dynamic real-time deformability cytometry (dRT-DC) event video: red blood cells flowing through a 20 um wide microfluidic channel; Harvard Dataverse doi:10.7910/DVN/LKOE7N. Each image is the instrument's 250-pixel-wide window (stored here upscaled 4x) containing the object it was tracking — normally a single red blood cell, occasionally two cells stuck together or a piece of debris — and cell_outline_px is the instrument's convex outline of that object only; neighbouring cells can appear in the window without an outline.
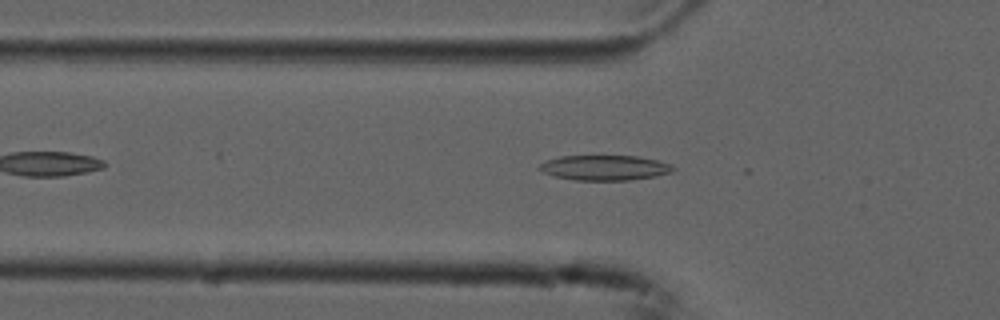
{"species": "common noctule bat (a hibernating species)", "species_latin": "Nyctalus noctula", "temperature_condition": "cold", "stored_images_in_passage": 41, "camera_frame_rate_fps": 3000, "um_per_image_px": 0.085, "animal": {"sex": "male", "forearm_length_mm": 52.5}, "frame": {"image": 1, "passage_image": 10, "time_ms": 3.0, "image_size_px": [1000, 320], "cell_outline_px": [[676, 168], [672, 172], [656, 176], [628, 180], [576, 180], [556, 176], [544, 172], [536, 168], [540, 164], [548, 160], [560, 156], [636, 156], [656, 160], [672, 164]], "centroid_in_image_um": [51.43, 14.25], "position_along_channel_um": 74.4, "area_um2": 19.42}}
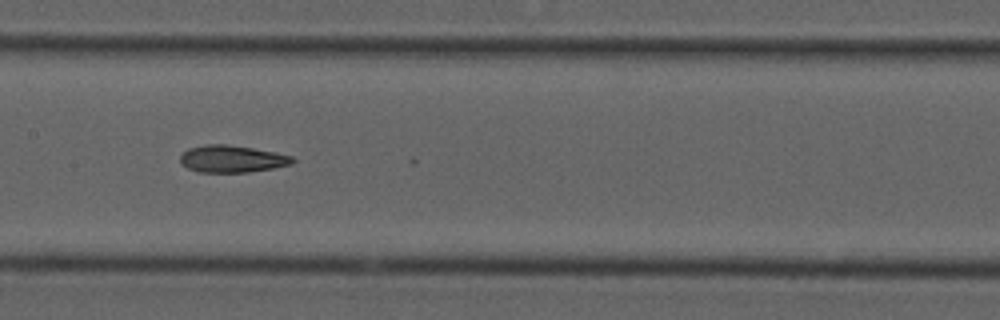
{"frame": {"image": 2, "passage_image": 19, "time_ms": 6.0, "image_size_px": [1000, 320], "cell_outline_px": [[296, 160], [292, 164], [272, 168], [248, 172], [200, 172], [188, 168], [180, 164], [180, 156], [188, 148], [204, 144], [228, 144], [276, 152], [292, 156]], "centroid_in_image_um": [19.71, 13.5], "position_along_channel_um": 187.7, "area_um2": 17.8}}
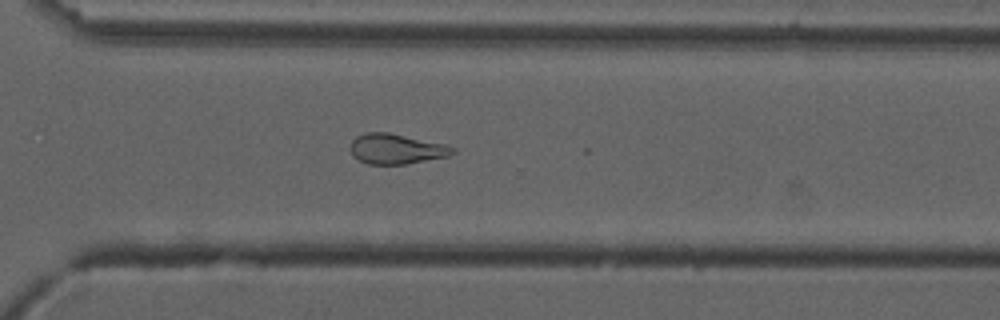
{"frame": {"image": 3, "passage_image": 31, "time_ms": 10.0, "image_size_px": [1000, 320], "cell_outline_px": [[456, 152], [448, 156], [404, 164], [368, 164], [352, 156], [348, 148], [352, 140], [356, 136], [368, 132], [388, 132], [444, 144], [456, 148]], "centroid_in_image_um": [33.64, 12.65], "position_along_channel_um": 337.0, "area_um2": 17.98}, "authors_computed_cell_mechanics": {"area_um2": 18.2648, "velocity_mm_per_s": 3.7484, "shape_relaxation_time_tau1_ms": null, "shape_relaxation_time_tau2_ms": 5.844, "deformation_change_tau1": null, "deformation_change_tau2": 0.1536}}